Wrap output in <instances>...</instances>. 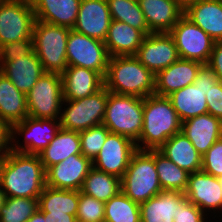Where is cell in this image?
<instances>
[{"instance_id":"cell-1","label":"cell","mask_w":222,"mask_h":222,"mask_svg":"<svg viewBox=\"0 0 222 222\" xmlns=\"http://www.w3.org/2000/svg\"><path fill=\"white\" fill-rule=\"evenodd\" d=\"M0 185L7 197L38 199L46 186V171L39 155L10 151Z\"/></svg>"},{"instance_id":"cell-2","label":"cell","mask_w":222,"mask_h":222,"mask_svg":"<svg viewBox=\"0 0 222 222\" xmlns=\"http://www.w3.org/2000/svg\"><path fill=\"white\" fill-rule=\"evenodd\" d=\"M143 129L135 142L137 150L159 149L181 131L182 121L167 96L156 94L143 98Z\"/></svg>"},{"instance_id":"cell-3","label":"cell","mask_w":222,"mask_h":222,"mask_svg":"<svg viewBox=\"0 0 222 222\" xmlns=\"http://www.w3.org/2000/svg\"><path fill=\"white\" fill-rule=\"evenodd\" d=\"M104 86L112 93L145 98L155 94V75L135 56L110 57Z\"/></svg>"},{"instance_id":"cell-4","label":"cell","mask_w":222,"mask_h":222,"mask_svg":"<svg viewBox=\"0 0 222 222\" xmlns=\"http://www.w3.org/2000/svg\"><path fill=\"white\" fill-rule=\"evenodd\" d=\"M121 191L141 204L162 192L155 166V149L137 150L121 178Z\"/></svg>"},{"instance_id":"cell-5","label":"cell","mask_w":222,"mask_h":222,"mask_svg":"<svg viewBox=\"0 0 222 222\" xmlns=\"http://www.w3.org/2000/svg\"><path fill=\"white\" fill-rule=\"evenodd\" d=\"M143 98L108 91L103 125L136 142L143 129Z\"/></svg>"},{"instance_id":"cell-6","label":"cell","mask_w":222,"mask_h":222,"mask_svg":"<svg viewBox=\"0 0 222 222\" xmlns=\"http://www.w3.org/2000/svg\"><path fill=\"white\" fill-rule=\"evenodd\" d=\"M70 28L36 20L33 46L45 72L62 74L67 65L66 46Z\"/></svg>"},{"instance_id":"cell-7","label":"cell","mask_w":222,"mask_h":222,"mask_svg":"<svg viewBox=\"0 0 222 222\" xmlns=\"http://www.w3.org/2000/svg\"><path fill=\"white\" fill-rule=\"evenodd\" d=\"M108 90L103 86L96 93L77 100H63L60 128L81 132L102 124L104 120ZM68 104V105H67Z\"/></svg>"},{"instance_id":"cell-8","label":"cell","mask_w":222,"mask_h":222,"mask_svg":"<svg viewBox=\"0 0 222 222\" xmlns=\"http://www.w3.org/2000/svg\"><path fill=\"white\" fill-rule=\"evenodd\" d=\"M26 100L29 117L60 120L63 108L61 74L45 72L27 93Z\"/></svg>"},{"instance_id":"cell-9","label":"cell","mask_w":222,"mask_h":222,"mask_svg":"<svg viewBox=\"0 0 222 222\" xmlns=\"http://www.w3.org/2000/svg\"><path fill=\"white\" fill-rule=\"evenodd\" d=\"M59 129V120L27 116L21 122L11 126V151L39 155L54 139ZM18 135L24 136L22 139L25 142L24 145L19 142Z\"/></svg>"},{"instance_id":"cell-10","label":"cell","mask_w":222,"mask_h":222,"mask_svg":"<svg viewBox=\"0 0 222 222\" xmlns=\"http://www.w3.org/2000/svg\"><path fill=\"white\" fill-rule=\"evenodd\" d=\"M35 21L31 0L0 3V46L31 38Z\"/></svg>"},{"instance_id":"cell-11","label":"cell","mask_w":222,"mask_h":222,"mask_svg":"<svg viewBox=\"0 0 222 222\" xmlns=\"http://www.w3.org/2000/svg\"><path fill=\"white\" fill-rule=\"evenodd\" d=\"M66 56L68 66L88 68L105 78L110 56L104 42L71 29L67 38Z\"/></svg>"},{"instance_id":"cell-12","label":"cell","mask_w":222,"mask_h":222,"mask_svg":"<svg viewBox=\"0 0 222 222\" xmlns=\"http://www.w3.org/2000/svg\"><path fill=\"white\" fill-rule=\"evenodd\" d=\"M169 34L175 41L181 59L197 61L202 64L209 62L215 40L184 14Z\"/></svg>"},{"instance_id":"cell-13","label":"cell","mask_w":222,"mask_h":222,"mask_svg":"<svg viewBox=\"0 0 222 222\" xmlns=\"http://www.w3.org/2000/svg\"><path fill=\"white\" fill-rule=\"evenodd\" d=\"M136 151V143L133 140L110 132L99 154L92 162L93 167L121 179Z\"/></svg>"},{"instance_id":"cell-14","label":"cell","mask_w":222,"mask_h":222,"mask_svg":"<svg viewBox=\"0 0 222 222\" xmlns=\"http://www.w3.org/2000/svg\"><path fill=\"white\" fill-rule=\"evenodd\" d=\"M135 57L154 75L180 58L175 41L169 33L146 35Z\"/></svg>"},{"instance_id":"cell-15","label":"cell","mask_w":222,"mask_h":222,"mask_svg":"<svg viewBox=\"0 0 222 222\" xmlns=\"http://www.w3.org/2000/svg\"><path fill=\"white\" fill-rule=\"evenodd\" d=\"M92 167V161L83 154L71 155L46 170V186L80 191Z\"/></svg>"},{"instance_id":"cell-16","label":"cell","mask_w":222,"mask_h":222,"mask_svg":"<svg viewBox=\"0 0 222 222\" xmlns=\"http://www.w3.org/2000/svg\"><path fill=\"white\" fill-rule=\"evenodd\" d=\"M184 195L189 202L206 212V216L209 215V210H213L214 214L218 210L221 214L222 187L217 177L202 170L190 173Z\"/></svg>"},{"instance_id":"cell-17","label":"cell","mask_w":222,"mask_h":222,"mask_svg":"<svg viewBox=\"0 0 222 222\" xmlns=\"http://www.w3.org/2000/svg\"><path fill=\"white\" fill-rule=\"evenodd\" d=\"M112 18L107 0H81L74 31L105 41Z\"/></svg>"},{"instance_id":"cell-18","label":"cell","mask_w":222,"mask_h":222,"mask_svg":"<svg viewBox=\"0 0 222 222\" xmlns=\"http://www.w3.org/2000/svg\"><path fill=\"white\" fill-rule=\"evenodd\" d=\"M150 33H169L184 14L178 0H140Z\"/></svg>"},{"instance_id":"cell-19","label":"cell","mask_w":222,"mask_h":222,"mask_svg":"<svg viewBox=\"0 0 222 222\" xmlns=\"http://www.w3.org/2000/svg\"><path fill=\"white\" fill-rule=\"evenodd\" d=\"M202 63L179 58L155 75V94L168 96L194 83Z\"/></svg>"},{"instance_id":"cell-20","label":"cell","mask_w":222,"mask_h":222,"mask_svg":"<svg viewBox=\"0 0 222 222\" xmlns=\"http://www.w3.org/2000/svg\"><path fill=\"white\" fill-rule=\"evenodd\" d=\"M61 77L63 100L88 97L104 86V78L98 72L80 66H67Z\"/></svg>"},{"instance_id":"cell-21","label":"cell","mask_w":222,"mask_h":222,"mask_svg":"<svg viewBox=\"0 0 222 222\" xmlns=\"http://www.w3.org/2000/svg\"><path fill=\"white\" fill-rule=\"evenodd\" d=\"M181 132L203 156L222 137V121L206 113L182 122Z\"/></svg>"},{"instance_id":"cell-22","label":"cell","mask_w":222,"mask_h":222,"mask_svg":"<svg viewBox=\"0 0 222 222\" xmlns=\"http://www.w3.org/2000/svg\"><path fill=\"white\" fill-rule=\"evenodd\" d=\"M0 72L26 95L45 73L42 63L34 51L30 55L18 57L16 60L0 61Z\"/></svg>"},{"instance_id":"cell-23","label":"cell","mask_w":222,"mask_h":222,"mask_svg":"<svg viewBox=\"0 0 222 222\" xmlns=\"http://www.w3.org/2000/svg\"><path fill=\"white\" fill-rule=\"evenodd\" d=\"M184 15L213 40L222 41V1L197 0L184 7Z\"/></svg>"},{"instance_id":"cell-24","label":"cell","mask_w":222,"mask_h":222,"mask_svg":"<svg viewBox=\"0 0 222 222\" xmlns=\"http://www.w3.org/2000/svg\"><path fill=\"white\" fill-rule=\"evenodd\" d=\"M81 0H31L38 21L72 29L76 23Z\"/></svg>"},{"instance_id":"cell-25","label":"cell","mask_w":222,"mask_h":222,"mask_svg":"<svg viewBox=\"0 0 222 222\" xmlns=\"http://www.w3.org/2000/svg\"><path fill=\"white\" fill-rule=\"evenodd\" d=\"M144 37L140 30L112 20L104 43L110 57L135 56Z\"/></svg>"},{"instance_id":"cell-26","label":"cell","mask_w":222,"mask_h":222,"mask_svg":"<svg viewBox=\"0 0 222 222\" xmlns=\"http://www.w3.org/2000/svg\"><path fill=\"white\" fill-rule=\"evenodd\" d=\"M158 150L188 173L201 170L202 156L181 131L169 138Z\"/></svg>"},{"instance_id":"cell-27","label":"cell","mask_w":222,"mask_h":222,"mask_svg":"<svg viewBox=\"0 0 222 222\" xmlns=\"http://www.w3.org/2000/svg\"><path fill=\"white\" fill-rule=\"evenodd\" d=\"M185 198L182 192H160L140 204L141 222H174L177 206Z\"/></svg>"},{"instance_id":"cell-28","label":"cell","mask_w":222,"mask_h":222,"mask_svg":"<svg viewBox=\"0 0 222 222\" xmlns=\"http://www.w3.org/2000/svg\"><path fill=\"white\" fill-rule=\"evenodd\" d=\"M28 116L26 94L0 72V118L10 127Z\"/></svg>"},{"instance_id":"cell-29","label":"cell","mask_w":222,"mask_h":222,"mask_svg":"<svg viewBox=\"0 0 222 222\" xmlns=\"http://www.w3.org/2000/svg\"><path fill=\"white\" fill-rule=\"evenodd\" d=\"M81 153V143L79 132L60 128L54 139L39 154L45 171L71 155Z\"/></svg>"},{"instance_id":"cell-30","label":"cell","mask_w":222,"mask_h":222,"mask_svg":"<svg viewBox=\"0 0 222 222\" xmlns=\"http://www.w3.org/2000/svg\"><path fill=\"white\" fill-rule=\"evenodd\" d=\"M167 97L182 122L208 113L206 95L201 88L195 87L194 84L174 91Z\"/></svg>"},{"instance_id":"cell-31","label":"cell","mask_w":222,"mask_h":222,"mask_svg":"<svg viewBox=\"0 0 222 222\" xmlns=\"http://www.w3.org/2000/svg\"><path fill=\"white\" fill-rule=\"evenodd\" d=\"M78 204V190L45 186L38 198V208L44 213H67L76 217Z\"/></svg>"},{"instance_id":"cell-32","label":"cell","mask_w":222,"mask_h":222,"mask_svg":"<svg viewBox=\"0 0 222 222\" xmlns=\"http://www.w3.org/2000/svg\"><path fill=\"white\" fill-rule=\"evenodd\" d=\"M121 191V179L92 167L81 192L106 203Z\"/></svg>"},{"instance_id":"cell-33","label":"cell","mask_w":222,"mask_h":222,"mask_svg":"<svg viewBox=\"0 0 222 222\" xmlns=\"http://www.w3.org/2000/svg\"><path fill=\"white\" fill-rule=\"evenodd\" d=\"M155 166L163 191L185 192L190 173L178 167L158 149H155Z\"/></svg>"},{"instance_id":"cell-34","label":"cell","mask_w":222,"mask_h":222,"mask_svg":"<svg viewBox=\"0 0 222 222\" xmlns=\"http://www.w3.org/2000/svg\"><path fill=\"white\" fill-rule=\"evenodd\" d=\"M112 20L123 22L140 30L145 36L150 34L139 2L135 0H107Z\"/></svg>"},{"instance_id":"cell-35","label":"cell","mask_w":222,"mask_h":222,"mask_svg":"<svg viewBox=\"0 0 222 222\" xmlns=\"http://www.w3.org/2000/svg\"><path fill=\"white\" fill-rule=\"evenodd\" d=\"M105 222H141L140 204L122 191L105 203Z\"/></svg>"},{"instance_id":"cell-36","label":"cell","mask_w":222,"mask_h":222,"mask_svg":"<svg viewBox=\"0 0 222 222\" xmlns=\"http://www.w3.org/2000/svg\"><path fill=\"white\" fill-rule=\"evenodd\" d=\"M38 209L36 198L7 197L0 209V222H27Z\"/></svg>"},{"instance_id":"cell-37","label":"cell","mask_w":222,"mask_h":222,"mask_svg":"<svg viewBox=\"0 0 222 222\" xmlns=\"http://www.w3.org/2000/svg\"><path fill=\"white\" fill-rule=\"evenodd\" d=\"M110 131L103 124L79 132L81 153L92 162L99 154Z\"/></svg>"},{"instance_id":"cell-38","label":"cell","mask_w":222,"mask_h":222,"mask_svg":"<svg viewBox=\"0 0 222 222\" xmlns=\"http://www.w3.org/2000/svg\"><path fill=\"white\" fill-rule=\"evenodd\" d=\"M105 203L79 191L77 222H105Z\"/></svg>"},{"instance_id":"cell-39","label":"cell","mask_w":222,"mask_h":222,"mask_svg":"<svg viewBox=\"0 0 222 222\" xmlns=\"http://www.w3.org/2000/svg\"><path fill=\"white\" fill-rule=\"evenodd\" d=\"M201 170L217 178L222 176V137L202 156Z\"/></svg>"},{"instance_id":"cell-40","label":"cell","mask_w":222,"mask_h":222,"mask_svg":"<svg viewBox=\"0 0 222 222\" xmlns=\"http://www.w3.org/2000/svg\"><path fill=\"white\" fill-rule=\"evenodd\" d=\"M34 51L33 38L9 42L0 46V61L16 60L21 56H28Z\"/></svg>"},{"instance_id":"cell-41","label":"cell","mask_w":222,"mask_h":222,"mask_svg":"<svg viewBox=\"0 0 222 222\" xmlns=\"http://www.w3.org/2000/svg\"><path fill=\"white\" fill-rule=\"evenodd\" d=\"M205 215V212L185 198L177 206V213L174 214V222H207L206 218L208 219V217Z\"/></svg>"},{"instance_id":"cell-42","label":"cell","mask_w":222,"mask_h":222,"mask_svg":"<svg viewBox=\"0 0 222 222\" xmlns=\"http://www.w3.org/2000/svg\"><path fill=\"white\" fill-rule=\"evenodd\" d=\"M208 113L222 121V82L213 86L206 95Z\"/></svg>"},{"instance_id":"cell-43","label":"cell","mask_w":222,"mask_h":222,"mask_svg":"<svg viewBox=\"0 0 222 222\" xmlns=\"http://www.w3.org/2000/svg\"><path fill=\"white\" fill-rule=\"evenodd\" d=\"M219 82L212 68L208 64H202L197 72V78L194 81L195 87L201 88L205 95Z\"/></svg>"},{"instance_id":"cell-44","label":"cell","mask_w":222,"mask_h":222,"mask_svg":"<svg viewBox=\"0 0 222 222\" xmlns=\"http://www.w3.org/2000/svg\"><path fill=\"white\" fill-rule=\"evenodd\" d=\"M207 64L212 68L219 81L222 82V41H215Z\"/></svg>"},{"instance_id":"cell-45","label":"cell","mask_w":222,"mask_h":222,"mask_svg":"<svg viewBox=\"0 0 222 222\" xmlns=\"http://www.w3.org/2000/svg\"><path fill=\"white\" fill-rule=\"evenodd\" d=\"M0 150H11V127L0 118Z\"/></svg>"},{"instance_id":"cell-46","label":"cell","mask_w":222,"mask_h":222,"mask_svg":"<svg viewBox=\"0 0 222 222\" xmlns=\"http://www.w3.org/2000/svg\"><path fill=\"white\" fill-rule=\"evenodd\" d=\"M45 222H77L74 215L67 213H44Z\"/></svg>"},{"instance_id":"cell-47","label":"cell","mask_w":222,"mask_h":222,"mask_svg":"<svg viewBox=\"0 0 222 222\" xmlns=\"http://www.w3.org/2000/svg\"><path fill=\"white\" fill-rule=\"evenodd\" d=\"M27 222H45L44 212L38 209L28 220Z\"/></svg>"},{"instance_id":"cell-48","label":"cell","mask_w":222,"mask_h":222,"mask_svg":"<svg viewBox=\"0 0 222 222\" xmlns=\"http://www.w3.org/2000/svg\"><path fill=\"white\" fill-rule=\"evenodd\" d=\"M11 150H0V174L3 168V165L6 161L7 155Z\"/></svg>"},{"instance_id":"cell-49","label":"cell","mask_w":222,"mask_h":222,"mask_svg":"<svg viewBox=\"0 0 222 222\" xmlns=\"http://www.w3.org/2000/svg\"><path fill=\"white\" fill-rule=\"evenodd\" d=\"M6 194L3 192L1 185H0V209L2 208V206L5 204L6 201Z\"/></svg>"},{"instance_id":"cell-50","label":"cell","mask_w":222,"mask_h":222,"mask_svg":"<svg viewBox=\"0 0 222 222\" xmlns=\"http://www.w3.org/2000/svg\"><path fill=\"white\" fill-rule=\"evenodd\" d=\"M178 1L183 7H185L187 4L197 1V0H178Z\"/></svg>"},{"instance_id":"cell-51","label":"cell","mask_w":222,"mask_h":222,"mask_svg":"<svg viewBox=\"0 0 222 222\" xmlns=\"http://www.w3.org/2000/svg\"><path fill=\"white\" fill-rule=\"evenodd\" d=\"M219 182H220V185L222 187V176L218 178Z\"/></svg>"}]
</instances>
